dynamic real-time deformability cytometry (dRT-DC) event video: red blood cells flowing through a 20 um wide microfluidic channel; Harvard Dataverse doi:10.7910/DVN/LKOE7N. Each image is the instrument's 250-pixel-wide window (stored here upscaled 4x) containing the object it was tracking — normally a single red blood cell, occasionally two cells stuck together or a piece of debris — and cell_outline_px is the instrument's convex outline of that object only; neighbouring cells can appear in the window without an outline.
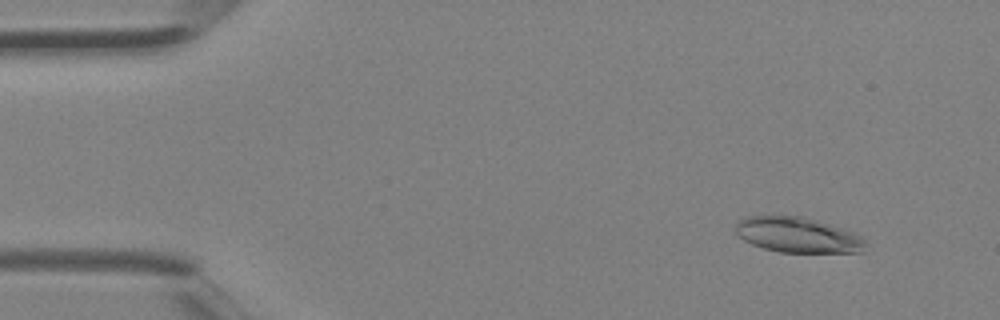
{"species": "Egyptian fruit bat (a non-hibernating species)", "species_latin": "Rousettus aegyptiacus", "temperature_condition": "room temperature", "stored_images_in_passage": 3, "camera_frame_rate_fps": 3000, "um_per_image_px": 0.085, "animal": {"sex": "female"}, "frame": {"image": 1, "passage_image": 1, "time_ms": 0.0, "image_size_px": [1000, 320], "cell_outline_px": [[868, 244], [864, 252], [780, 252], [764, 248], [752, 244], [744, 240], [736, 232], [736, 224], [744, 216], [804, 216], [852, 232], [860, 236]], "centroid_in_image_um": [67.82, 19.97], "position_along_channel_um": 17.2, "area_um2": 26.53}}